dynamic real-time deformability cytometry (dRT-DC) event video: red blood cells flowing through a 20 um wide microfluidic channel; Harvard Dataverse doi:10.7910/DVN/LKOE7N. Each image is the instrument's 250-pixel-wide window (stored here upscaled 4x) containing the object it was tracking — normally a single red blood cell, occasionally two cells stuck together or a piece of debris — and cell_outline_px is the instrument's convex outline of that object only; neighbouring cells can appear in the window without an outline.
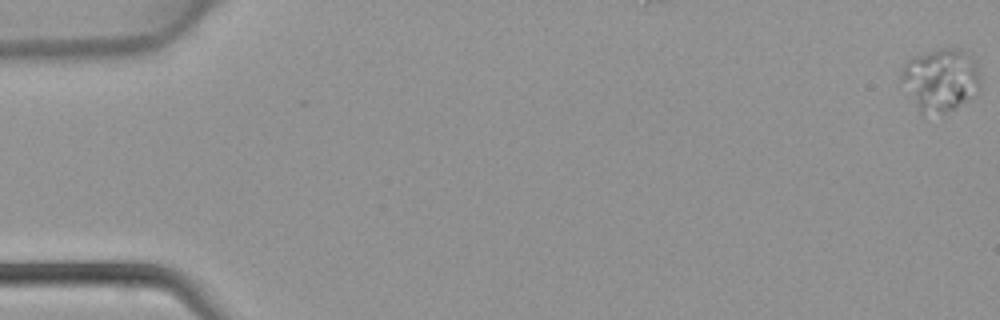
{"species": "common noctule bat (a hibernating species)", "species_latin": "Nyctalus noctula", "temperature_condition": "warm", "stored_images_in_passage": 8, "camera_frame_rate_fps": 3000, "um_per_image_px": 0.085, "animal": {"sex": "female", "body_mass_g": 22.7, "forearm_length_mm": 54.2}, "frame": {"image": 1, "passage_image": 1, "time_ms": 0.0, "image_size_px": [1000, 320], "cell_outline_px": [[980, 88], [964, 100], [952, 108], [944, 112], [924, 116], [920, 112], [900, 80], [900, 72], [904, 64], [908, 60], [916, 56], [940, 48], [960, 48], [976, 64], [980, 72]], "centroid_in_image_um": [79.91, 6.76], "position_along_channel_um": 5.1, "area_um2": 28.38}}